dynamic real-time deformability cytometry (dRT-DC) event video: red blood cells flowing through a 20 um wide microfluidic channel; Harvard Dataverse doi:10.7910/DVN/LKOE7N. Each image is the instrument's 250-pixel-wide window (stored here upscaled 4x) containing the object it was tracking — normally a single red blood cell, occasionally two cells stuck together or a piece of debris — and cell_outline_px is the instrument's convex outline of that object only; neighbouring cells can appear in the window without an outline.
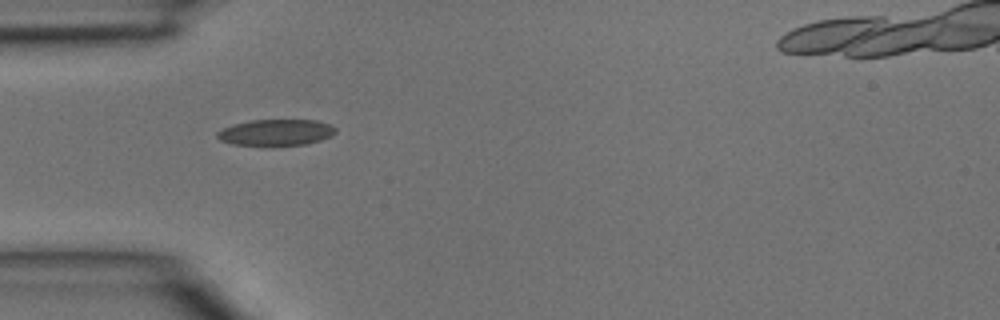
{"species": "common noctule bat (a hibernating species)", "species_latin": "Nyctalus noctula", "temperature_condition": "room temperature", "stored_images_in_passage": 3, "camera_frame_rate_fps": 3000, "um_per_image_px": 0.085, "animal": {"sex": "male", "body_mass_g": 15.6}, "frame": {"image": 1, "passage_image": 1, "time_ms": 0.0, "image_size_px": [1000, 320], "cell_outline_px": [[336, 132], [332, 136], [308, 144], [272, 148], [264, 148], [232, 144], [220, 140], [216, 136], [216, 132], [232, 124], [252, 120], [316, 120], [332, 124], [336, 128]], "centroid_in_image_um": [23.46, 11.3], "position_along_channel_um": 61.5, "area_um2": 19.07}}